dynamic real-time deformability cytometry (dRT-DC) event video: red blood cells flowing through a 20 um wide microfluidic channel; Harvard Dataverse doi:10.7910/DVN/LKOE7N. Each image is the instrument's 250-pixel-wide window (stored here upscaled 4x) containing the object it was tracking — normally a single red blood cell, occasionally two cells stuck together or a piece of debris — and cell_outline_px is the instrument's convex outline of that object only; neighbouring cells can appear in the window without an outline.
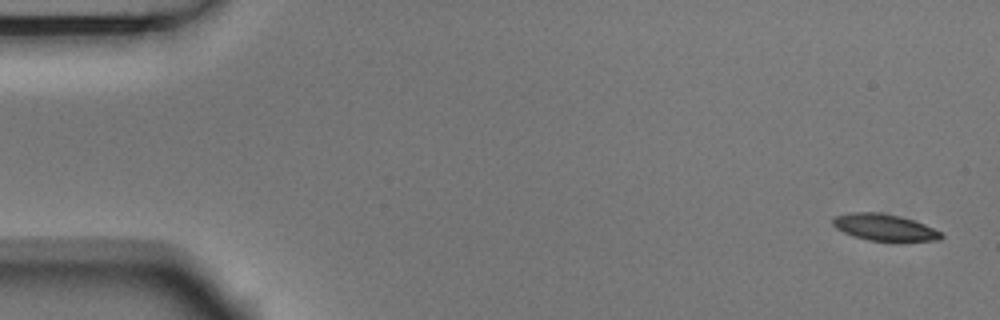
{"species": "Egyptian fruit bat (a non-hibernating species)", "species_latin": "Rousettus aegyptiacus", "temperature_condition": "room temperature", "stored_images_in_passage": 5, "camera_frame_rate_fps": 3000, "um_per_image_px": 0.085, "animal": {"sex": "male"}, "frame": {"image": 1, "passage_image": 1, "time_ms": 0.0, "image_size_px": [1000, 320], "cell_outline_px": [[944, 236], [940, 240], [868, 240], [852, 236], [836, 228], [832, 224], [832, 220], [836, 216], [848, 212], [880, 212], [900, 216], [924, 224], [940, 232]], "centroid_in_image_um": [75.12, 19.3], "position_along_channel_um": 9.9, "area_um2": 16.53}}